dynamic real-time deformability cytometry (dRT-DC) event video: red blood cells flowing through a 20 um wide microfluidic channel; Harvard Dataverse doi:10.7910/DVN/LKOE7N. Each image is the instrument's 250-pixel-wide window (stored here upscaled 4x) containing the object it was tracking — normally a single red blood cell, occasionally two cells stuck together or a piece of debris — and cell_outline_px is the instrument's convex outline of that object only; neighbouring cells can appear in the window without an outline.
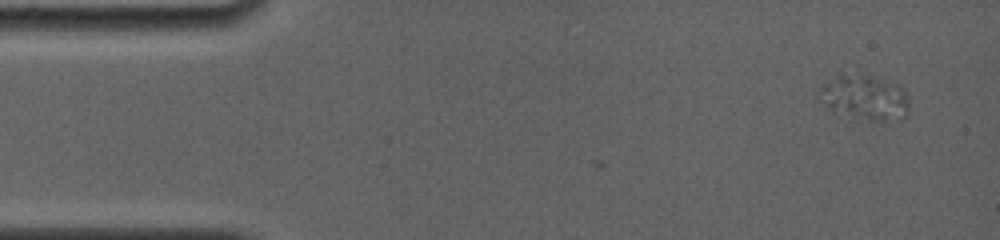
{"species": "common noctule bat (a hibernating species)", "species_latin": "Nyctalus noctula", "temperature_condition": "room temperature", "stored_images_in_passage": 4, "camera_frame_rate_fps": 4000, "um_per_image_px": 0.085, "animal": {"sex": "female", "body_mass_g": 19.0, "forearm_length_mm": 56.7}, "frame": {"image": 1, "passage_image": 4, "time_ms": 0.5, "image_size_px": [1000, 240], "cell_outline_px": [[908, 108], [904, 120], [868, 120], [836, 116], [816, 100], [816, 92], [820, 88], [840, 72], [860, 72], [900, 84], [908, 96]], "centroid_in_image_um": [73.41, 8.28], "position_along_channel_um": 11.6, "area_um2": 25.09}}